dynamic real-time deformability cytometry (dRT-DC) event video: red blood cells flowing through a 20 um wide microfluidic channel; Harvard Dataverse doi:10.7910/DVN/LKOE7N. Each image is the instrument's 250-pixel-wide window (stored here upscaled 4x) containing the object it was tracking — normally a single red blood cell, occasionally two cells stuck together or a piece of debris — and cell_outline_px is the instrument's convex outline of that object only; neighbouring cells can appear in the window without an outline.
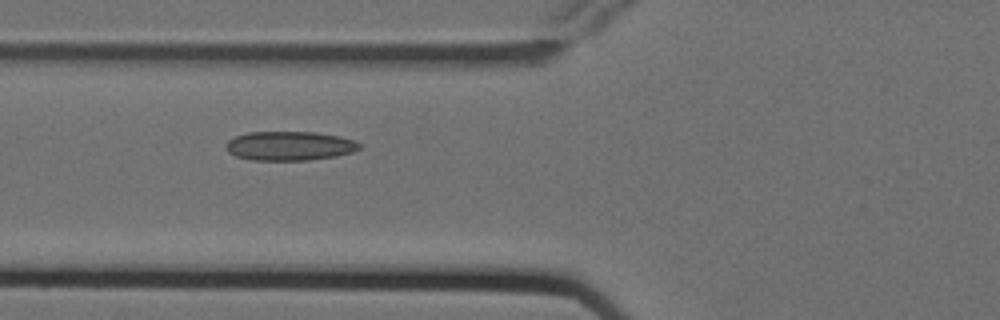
{"species": "Egyptian fruit bat (a non-hibernating species)", "species_latin": "Rousettus aegyptiacus", "temperature_condition": "cold", "stored_images_in_passage": 3, "camera_frame_rate_fps": 3000, "um_per_image_px": 0.085, "animal": {"sex": "female"}, "frame": {"image": 1, "passage_image": 2, "time_ms": 0.333, "image_size_px": [1000, 320], "cell_outline_px": [[360, 148], [352, 152], [336, 156], [308, 160], [252, 160], [236, 156], [228, 152], [224, 144], [228, 140], [236, 136], [248, 132], [316, 132], [340, 136], [352, 140], [360, 144]], "centroid_in_image_um": [24.59, 12.4], "position_along_channel_um": 101.2, "area_um2": 22.66}}
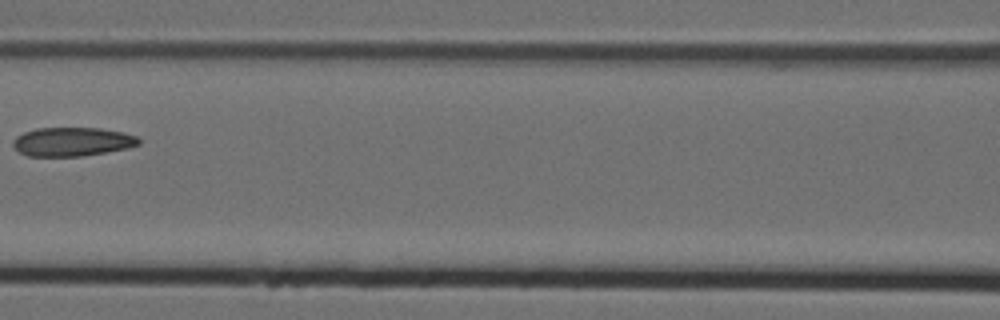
{"frame": {"image": 2, "passage_image": 3, "time_ms": 0.667, "image_size_px": [1000, 320], "cell_outline_px": [[140, 144], [128, 148], [80, 156], [28, 156], [20, 152], [12, 144], [12, 140], [16, 136], [24, 132], [36, 128], [100, 128], [124, 132], [136, 136], [140, 140]], "centroid_in_image_um": [6.13, 12.04], "position_along_channel_um": 160.5, "area_um2": 21.1}}